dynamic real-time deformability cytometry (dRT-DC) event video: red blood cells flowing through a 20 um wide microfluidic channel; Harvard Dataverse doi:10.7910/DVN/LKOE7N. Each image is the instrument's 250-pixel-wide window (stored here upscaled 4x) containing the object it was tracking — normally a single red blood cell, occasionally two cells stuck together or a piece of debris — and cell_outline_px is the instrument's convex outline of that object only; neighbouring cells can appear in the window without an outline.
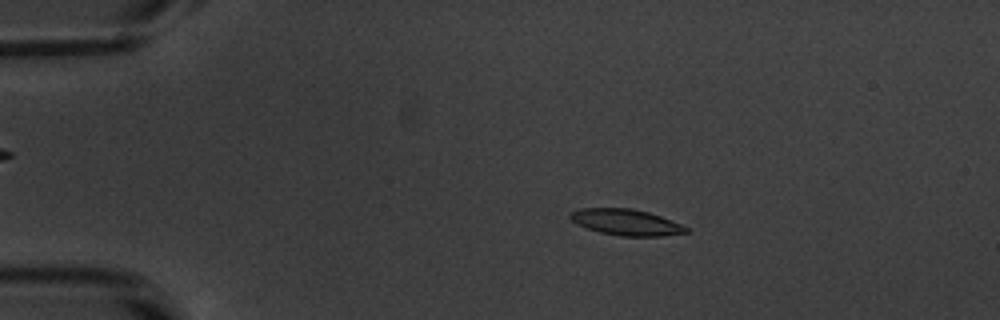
{"species": "common noctule bat (a hibernating species)", "species_latin": "Nyctalus noctula", "temperature_condition": "warm", "stored_images_in_passage": 54, "camera_frame_rate_fps": 3000, "um_per_image_px": 0.085, "animal": {"sex": "male", "body_mass_g": 20.1, "forearm_length_mm": 53.5}, "frame": {"image": 1, "passage_image": 10, "time_ms": 3.0, "image_size_px": [1000, 320], "cell_outline_px": [[688, 232], [664, 236], [620, 236], [600, 232], [576, 224], [568, 216], [572, 212], [580, 208], [632, 208], [648, 212], [660, 216], [680, 224], [688, 228]], "centroid_in_image_um": [53.21, 18.89], "position_along_channel_um": 31.8, "area_um2": 17.51}}
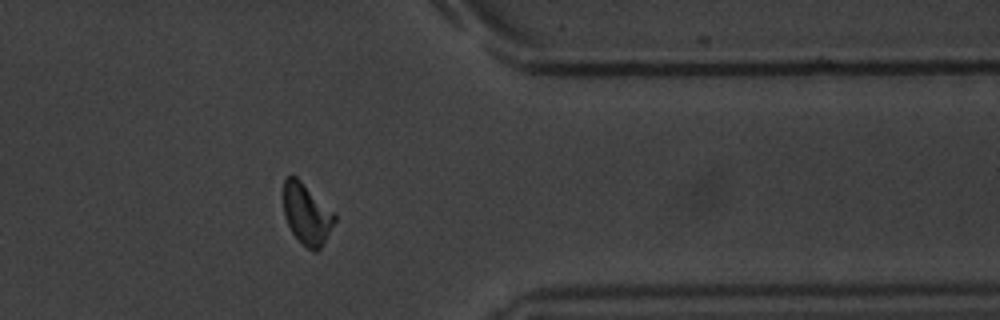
{"frame": {"image": 2, "passage_image": 43, "time_ms": 14.0, "image_size_px": [1000, 320], "cell_outline_px": [[336, 220], [320, 248], [316, 252], [312, 252], [292, 232], [284, 216], [284, 180], [288, 176], [296, 176], [336, 212]], "centroid_in_image_um": [26.1, 18.17], "position_along_channel_um": 385.3, "area_um2": 18.09}}
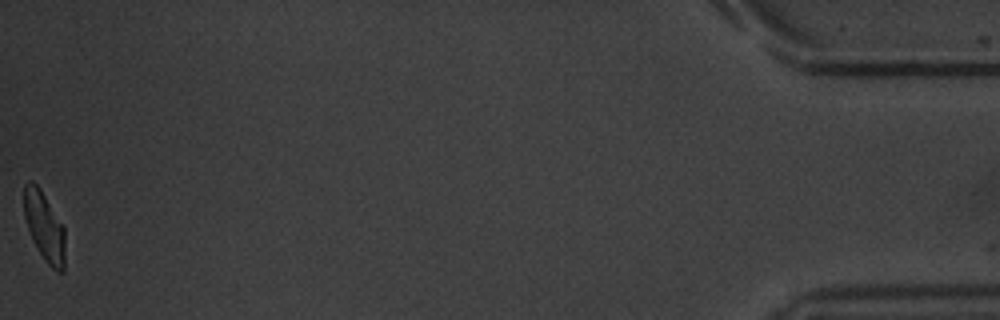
{"frame": {"image": 3, "passage_image": 53, "time_ms": 17.333, "image_size_px": [1000, 320], "cell_outline_px": [[64, 272], [56, 272], [44, 260], [32, 240], [24, 216], [24, 184], [28, 180], [32, 180], [40, 188], [64, 224]], "centroid_in_image_um": [3.77, 19.24], "position_along_channel_um": 431.4, "area_um2": 16.82}}